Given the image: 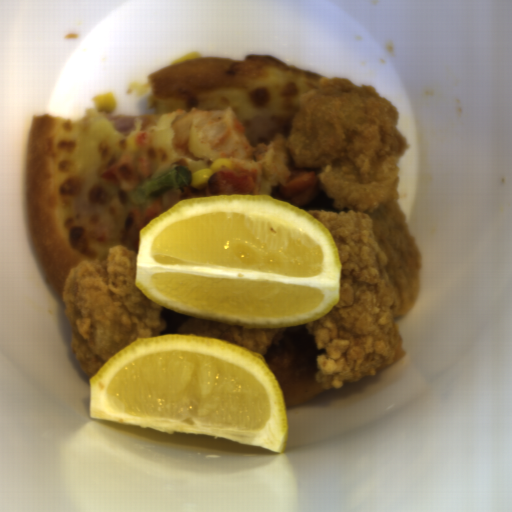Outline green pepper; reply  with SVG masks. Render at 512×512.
<instances>
[{"label": "green pepper", "instance_id": "372bd49c", "mask_svg": "<svg viewBox=\"0 0 512 512\" xmlns=\"http://www.w3.org/2000/svg\"><path fill=\"white\" fill-rule=\"evenodd\" d=\"M190 184L192 172L183 165L175 166L162 171L154 179H148L128 193V204L133 208L148 209L167 190L181 189Z\"/></svg>", "mask_w": 512, "mask_h": 512}]
</instances>
